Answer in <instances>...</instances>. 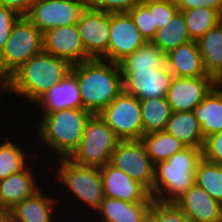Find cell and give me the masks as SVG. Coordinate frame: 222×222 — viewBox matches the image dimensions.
<instances>
[{
    "label": "cell",
    "mask_w": 222,
    "mask_h": 222,
    "mask_svg": "<svg viewBox=\"0 0 222 222\" xmlns=\"http://www.w3.org/2000/svg\"><path fill=\"white\" fill-rule=\"evenodd\" d=\"M35 161H37L38 164ZM41 161L42 159L37 156L35 157V160H33L23 171L16 174H11L9 177L0 180V204L2 206L9 209L14 208L17 204H19L26 198L34 195L47 183V181H49L47 179L49 177H46L48 176L47 173L49 172V165L47 162L44 163V161ZM35 163L38 166H36ZM43 176L45 177V179L41 178ZM37 177H40L39 179L42 180H39Z\"/></svg>",
    "instance_id": "9c48e42d"
},
{
    "label": "cell",
    "mask_w": 222,
    "mask_h": 222,
    "mask_svg": "<svg viewBox=\"0 0 222 222\" xmlns=\"http://www.w3.org/2000/svg\"><path fill=\"white\" fill-rule=\"evenodd\" d=\"M167 66L173 77H212L205 71L202 56L194 40L169 51Z\"/></svg>",
    "instance_id": "603a6c76"
},
{
    "label": "cell",
    "mask_w": 222,
    "mask_h": 222,
    "mask_svg": "<svg viewBox=\"0 0 222 222\" xmlns=\"http://www.w3.org/2000/svg\"><path fill=\"white\" fill-rule=\"evenodd\" d=\"M3 95V97H2ZM4 95H7V79L0 73V103L4 100ZM0 107L2 108L1 104Z\"/></svg>",
    "instance_id": "b9f144b4"
},
{
    "label": "cell",
    "mask_w": 222,
    "mask_h": 222,
    "mask_svg": "<svg viewBox=\"0 0 222 222\" xmlns=\"http://www.w3.org/2000/svg\"><path fill=\"white\" fill-rule=\"evenodd\" d=\"M142 2L150 9V12H153L154 25L157 30L167 25L178 11L174 0H143Z\"/></svg>",
    "instance_id": "e575fe53"
},
{
    "label": "cell",
    "mask_w": 222,
    "mask_h": 222,
    "mask_svg": "<svg viewBox=\"0 0 222 222\" xmlns=\"http://www.w3.org/2000/svg\"><path fill=\"white\" fill-rule=\"evenodd\" d=\"M48 182L44 185L45 188L42 187L34 195L11 209L12 222H58L59 219L61 220L59 222L66 221L62 216L64 213L61 210L55 187L52 182Z\"/></svg>",
    "instance_id": "7c38bea8"
},
{
    "label": "cell",
    "mask_w": 222,
    "mask_h": 222,
    "mask_svg": "<svg viewBox=\"0 0 222 222\" xmlns=\"http://www.w3.org/2000/svg\"><path fill=\"white\" fill-rule=\"evenodd\" d=\"M172 78L167 65L154 69H133L123 79V91L139 100L166 97Z\"/></svg>",
    "instance_id": "9a60e30c"
},
{
    "label": "cell",
    "mask_w": 222,
    "mask_h": 222,
    "mask_svg": "<svg viewBox=\"0 0 222 222\" xmlns=\"http://www.w3.org/2000/svg\"><path fill=\"white\" fill-rule=\"evenodd\" d=\"M31 107L33 114H48L66 108H82L80 90L76 76L70 72L59 83L44 93ZM36 107V108H35Z\"/></svg>",
    "instance_id": "44dd1931"
},
{
    "label": "cell",
    "mask_w": 222,
    "mask_h": 222,
    "mask_svg": "<svg viewBox=\"0 0 222 222\" xmlns=\"http://www.w3.org/2000/svg\"><path fill=\"white\" fill-rule=\"evenodd\" d=\"M220 22L222 23V13H221V16H220Z\"/></svg>",
    "instance_id": "f6af8a7d"
},
{
    "label": "cell",
    "mask_w": 222,
    "mask_h": 222,
    "mask_svg": "<svg viewBox=\"0 0 222 222\" xmlns=\"http://www.w3.org/2000/svg\"><path fill=\"white\" fill-rule=\"evenodd\" d=\"M165 131L181 141L186 147L202 151L205 138L193 111L172 112Z\"/></svg>",
    "instance_id": "cb8c5ba5"
},
{
    "label": "cell",
    "mask_w": 222,
    "mask_h": 222,
    "mask_svg": "<svg viewBox=\"0 0 222 222\" xmlns=\"http://www.w3.org/2000/svg\"><path fill=\"white\" fill-rule=\"evenodd\" d=\"M201 158L200 149L186 147L166 161L157 163L150 191L154 200L175 202L182 196L195 184L196 166Z\"/></svg>",
    "instance_id": "5b68a950"
},
{
    "label": "cell",
    "mask_w": 222,
    "mask_h": 222,
    "mask_svg": "<svg viewBox=\"0 0 222 222\" xmlns=\"http://www.w3.org/2000/svg\"><path fill=\"white\" fill-rule=\"evenodd\" d=\"M128 13L146 42H152L157 32V27L154 25L153 12H150V9L141 2Z\"/></svg>",
    "instance_id": "836d02e7"
},
{
    "label": "cell",
    "mask_w": 222,
    "mask_h": 222,
    "mask_svg": "<svg viewBox=\"0 0 222 222\" xmlns=\"http://www.w3.org/2000/svg\"><path fill=\"white\" fill-rule=\"evenodd\" d=\"M178 11H186L198 7H208L216 10L220 15L222 13V0H174Z\"/></svg>",
    "instance_id": "f35d334b"
},
{
    "label": "cell",
    "mask_w": 222,
    "mask_h": 222,
    "mask_svg": "<svg viewBox=\"0 0 222 222\" xmlns=\"http://www.w3.org/2000/svg\"><path fill=\"white\" fill-rule=\"evenodd\" d=\"M151 222H190L174 202L154 200L147 216Z\"/></svg>",
    "instance_id": "d6a6232c"
},
{
    "label": "cell",
    "mask_w": 222,
    "mask_h": 222,
    "mask_svg": "<svg viewBox=\"0 0 222 222\" xmlns=\"http://www.w3.org/2000/svg\"><path fill=\"white\" fill-rule=\"evenodd\" d=\"M21 16L11 9L0 6V54L8 40L10 33Z\"/></svg>",
    "instance_id": "74e56055"
},
{
    "label": "cell",
    "mask_w": 222,
    "mask_h": 222,
    "mask_svg": "<svg viewBox=\"0 0 222 222\" xmlns=\"http://www.w3.org/2000/svg\"><path fill=\"white\" fill-rule=\"evenodd\" d=\"M37 0H0V6L11 9L20 16H26Z\"/></svg>",
    "instance_id": "ab89813d"
},
{
    "label": "cell",
    "mask_w": 222,
    "mask_h": 222,
    "mask_svg": "<svg viewBox=\"0 0 222 222\" xmlns=\"http://www.w3.org/2000/svg\"><path fill=\"white\" fill-rule=\"evenodd\" d=\"M142 222H151V220L147 217V218L144 219Z\"/></svg>",
    "instance_id": "ee69618b"
},
{
    "label": "cell",
    "mask_w": 222,
    "mask_h": 222,
    "mask_svg": "<svg viewBox=\"0 0 222 222\" xmlns=\"http://www.w3.org/2000/svg\"><path fill=\"white\" fill-rule=\"evenodd\" d=\"M201 154L206 161L222 165V130L204 139Z\"/></svg>",
    "instance_id": "8d00e7d4"
},
{
    "label": "cell",
    "mask_w": 222,
    "mask_h": 222,
    "mask_svg": "<svg viewBox=\"0 0 222 222\" xmlns=\"http://www.w3.org/2000/svg\"><path fill=\"white\" fill-rule=\"evenodd\" d=\"M29 127L30 126L28 127L26 126L24 129L27 130L25 131V133L29 135V137H26L25 136L26 134H21L24 136V139L22 138L23 136L20 135L17 136V134L14 135L15 137L12 136L13 133L15 134V131L13 132V130L11 133L8 130L7 132L6 130L3 131V129L0 131V133L2 131L3 133L5 132L4 134L1 133L2 137L0 138V141L2 142V143L0 142V180L9 177L11 174H16L23 171L35 159V157H37L35 147L33 146L34 141H30L33 138V135L31 130L28 129ZM6 133L8 134V136ZM18 137H21L22 140L25 143L27 142L26 144L28 145L27 146L24 145L25 143L23 141L21 142V140ZM28 146L29 147L33 146V149L29 148ZM26 147L27 149H25ZM28 149L29 150L31 149L32 152L29 151Z\"/></svg>",
    "instance_id": "ac0fdd59"
},
{
    "label": "cell",
    "mask_w": 222,
    "mask_h": 222,
    "mask_svg": "<svg viewBox=\"0 0 222 222\" xmlns=\"http://www.w3.org/2000/svg\"><path fill=\"white\" fill-rule=\"evenodd\" d=\"M143 0H86L87 8L106 13H128Z\"/></svg>",
    "instance_id": "d590c367"
},
{
    "label": "cell",
    "mask_w": 222,
    "mask_h": 222,
    "mask_svg": "<svg viewBox=\"0 0 222 222\" xmlns=\"http://www.w3.org/2000/svg\"><path fill=\"white\" fill-rule=\"evenodd\" d=\"M104 195L130 203L153 202L150 191L138 181L112 166L110 163L100 168Z\"/></svg>",
    "instance_id": "d6986e66"
},
{
    "label": "cell",
    "mask_w": 222,
    "mask_h": 222,
    "mask_svg": "<svg viewBox=\"0 0 222 222\" xmlns=\"http://www.w3.org/2000/svg\"><path fill=\"white\" fill-rule=\"evenodd\" d=\"M214 88L222 92V70L214 76Z\"/></svg>",
    "instance_id": "7bdbcfd3"
},
{
    "label": "cell",
    "mask_w": 222,
    "mask_h": 222,
    "mask_svg": "<svg viewBox=\"0 0 222 222\" xmlns=\"http://www.w3.org/2000/svg\"><path fill=\"white\" fill-rule=\"evenodd\" d=\"M0 222H12L11 209L0 204Z\"/></svg>",
    "instance_id": "60d3db41"
},
{
    "label": "cell",
    "mask_w": 222,
    "mask_h": 222,
    "mask_svg": "<svg viewBox=\"0 0 222 222\" xmlns=\"http://www.w3.org/2000/svg\"><path fill=\"white\" fill-rule=\"evenodd\" d=\"M167 65V53L152 42H146L133 54L119 62L124 79L133 69H154Z\"/></svg>",
    "instance_id": "484cf974"
},
{
    "label": "cell",
    "mask_w": 222,
    "mask_h": 222,
    "mask_svg": "<svg viewBox=\"0 0 222 222\" xmlns=\"http://www.w3.org/2000/svg\"><path fill=\"white\" fill-rule=\"evenodd\" d=\"M153 202H127L105 197L99 209L87 222H142ZM93 220V221H92Z\"/></svg>",
    "instance_id": "7402d4cb"
},
{
    "label": "cell",
    "mask_w": 222,
    "mask_h": 222,
    "mask_svg": "<svg viewBox=\"0 0 222 222\" xmlns=\"http://www.w3.org/2000/svg\"><path fill=\"white\" fill-rule=\"evenodd\" d=\"M174 203L190 222H222V204L196 183Z\"/></svg>",
    "instance_id": "ffe728a7"
},
{
    "label": "cell",
    "mask_w": 222,
    "mask_h": 222,
    "mask_svg": "<svg viewBox=\"0 0 222 222\" xmlns=\"http://www.w3.org/2000/svg\"><path fill=\"white\" fill-rule=\"evenodd\" d=\"M187 25L189 36L197 41L211 28L220 23V14L208 7H198L182 11Z\"/></svg>",
    "instance_id": "4dcf8cb0"
},
{
    "label": "cell",
    "mask_w": 222,
    "mask_h": 222,
    "mask_svg": "<svg viewBox=\"0 0 222 222\" xmlns=\"http://www.w3.org/2000/svg\"><path fill=\"white\" fill-rule=\"evenodd\" d=\"M49 165L50 170L48 175L50 176L48 177L50 178V182H54L53 186L57 188H55V190L57 192L58 201L60 203L61 210L62 208L64 209L62 212L67 211L64 212L65 214L63 215L66 222H71L72 218L75 217L72 221L74 222V220L77 219L76 216H79L78 219H81V221L77 219L75 222L89 221V218H91L99 209L101 202L105 198L100 168L81 166L68 158L56 159L54 162H50ZM66 202L68 204H66ZM85 212L86 214L84 215ZM70 213L72 216L69 215V217L68 214Z\"/></svg>",
    "instance_id": "6da1fadb"
},
{
    "label": "cell",
    "mask_w": 222,
    "mask_h": 222,
    "mask_svg": "<svg viewBox=\"0 0 222 222\" xmlns=\"http://www.w3.org/2000/svg\"><path fill=\"white\" fill-rule=\"evenodd\" d=\"M80 90L82 108L98 115L122 91L123 78L119 63L89 59L72 65Z\"/></svg>",
    "instance_id": "277c9868"
},
{
    "label": "cell",
    "mask_w": 222,
    "mask_h": 222,
    "mask_svg": "<svg viewBox=\"0 0 222 222\" xmlns=\"http://www.w3.org/2000/svg\"><path fill=\"white\" fill-rule=\"evenodd\" d=\"M120 141L99 115H93L86 124L79 146L68 159L81 166L101 168L110 163Z\"/></svg>",
    "instance_id": "8992f818"
},
{
    "label": "cell",
    "mask_w": 222,
    "mask_h": 222,
    "mask_svg": "<svg viewBox=\"0 0 222 222\" xmlns=\"http://www.w3.org/2000/svg\"><path fill=\"white\" fill-rule=\"evenodd\" d=\"M98 115L121 141L143 137L140 100L134 95L122 91Z\"/></svg>",
    "instance_id": "ba28073f"
},
{
    "label": "cell",
    "mask_w": 222,
    "mask_h": 222,
    "mask_svg": "<svg viewBox=\"0 0 222 222\" xmlns=\"http://www.w3.org/2000/svg\"><path fill=\"white\" fill-rule=\"evenodd\" d=\"M86 54L91 59L108 60L110 13L87 8L77 22Z\"/></svg>",
    "instance_id": "4fadbf2b"
},
{
    "label": "cell",
    "mask_w": 222,
    "mask_h": 222,
    "mask_svg": "<svg viewBox=\"0 0 222 222\" xmlns=\"http://www.w3.org/2000/svg\"><path fill=\"white\" fill-rule=\"evenodd\" d=\"M195 183L222 204V165L201 158L196 166Z\"/></svg>",
    "instance_id": "1f68e13d"
},
{
    "label": "cell",
    "mask_w": 222,
    "mask_h": 222,
    "mask_svg": "<svg viewBox=\"0 0 222 222\" xmlns=\"http://www.w3.org/2000/svg\"><path fill=\"white\" fill-rule=\"evenodd\" d=\"M214 88V77H173L166 99L172 112H190Z\"/></svg>",
    "instance_id": "2e32d148"
},
{
    "label": "cell",
    "mask_w": 222,
    "mask_h": 222,
    "mask_svg": "<svg viewBox=\"0 0 222 222\" xmlns=\"http://www.w3.org/2000/svg\"><path fill=\"white\" fill-rule=\"evenodd\" d=\"M143 135L164 131L171 116V108L166 97L140 100Z\"/></svg>",
    "instance_id": "f1b7e54d"
},
{
    "label": "cell",
    "mask_w": 222,
    "mask_h": 222,
    "mask_svg": "<svg viewBox=\"0 0 222 222\" xmlns=\"http://www.w3.org/2000/svg\"><path fill=\"white\" fill-rule=\"evenodd\" d=\"M86 0H37L26 17L42 32L77 24L86 9Z\"/></svg>",
    "instance_id": "30bf717a"
},
{
    "label": "cell",
    "mask_w": 222,
    "mask_h": 222,
    "mask_svg": "<svg viewBox=\"0 0 222 222\" xmlns=\"http://www.w3.org/2000/svg\"><path fill=\"white\" fill-rule=\"evenodd\" d=\"M204 138L222 130V92L213 88L193 110Z\"/></svg>",
    "instance_id": "d4e9b609"
},
{
    "label": "cell",
    "mask_w": 222,
    "mask_h": 222,
    "mask_svg": "<svg viewBox=\"0 0 222 222\" xmlns=\"http://www.w3.org/2000/svg\"><path fill=\"white\" fill-rule=\"evenodd\" d=\"M110 164L144 185L149 191L152 190L155 165L141 140L120 141L112 153Z\"/></svg>",
    "instance_id": "8fae6325"
},
{
    "label": "cell",
    "mask_w": 222,
    "mask_h": 222,
    "mask_svg": "<svg viewBox=\"0 0 222 222\" xmlns=\"http://www.w3.org/2000/svg\"><path fill=\"white\" fill-rule=\"evenodd\" d=\"M192 41L182 11H177L167 25L157 30L152 43L168 53L182 44Z\"/></svg>",
    "instance_id": "f546056e"
},
{
    "label": "cell",
    "mask_w": 222,
    "mask_h": 222,
    "mask_svg": "<svg viewBox=\"0 0 222 222\" xmlns=\"http://www.w3.org/2000/svg\"><path fill=\"white\" fill-rule=\"evenodd\" d=\"M36 114L25 115V117L33 115V118L28 119V124L23 125L31 123L29 129L34 136L32 139L34 146L39 145L35 148L38 150L36 154L48 164L56 159L69 158L73 154L81 142L87 122L93 116L83 108H66L39 116L38 112Z\"/></svg>",
    "instance_id": "7a4b0ae2"
},
{
    "label": "cell",
    "mask_w": 222,
    "mask_h": 222,
    "mask_svg": "<svg viewBox=\"0 0 222 222\" xmlns=\"http://www.w3.org/2000/svg\"><path fill=\"white\" fill-rule=\"evenodd\" d=\"M145 43L129 13L110 14L108 61L119 63Z\"/></svg>",
    "instance_id": "5bb4252c"
},
{
    "label": "cell",
    "mask_w": 222,
    "mask_h": 222,
    "mask_svg": "<svg viewBox=\"0 0 222 222\" xmlns=\"http://www.w3.org/2000/svg\"><path fill=\"white\" fill-rule=\"evenodd\" d=\"M196 42L205 71L214 77L222 70V23L211 28Z\"/></svg>",
    "instance_id": "4316f807"
},
{
    "label": "cell",
    "mask_w": 222,
    "mask_h": 222,
    "mask_svg": "<svg viewBox=\"0 0 222 222\" xmlns=\"http://www.w3.org/2000/svg\"><path fill=\"white\" fill-rule=\"evenodd\" d=\"M72 65L44 51L31 57L7 78V94L31 106L71 72ZM18 95V96H17Z\"/></svg>",
    "instance_id": "3957f363"
},
{
    "label": "cell",
    "mask_w": 222,
    "mask_h": 222,
    "mask_svg": "<svg viewBox=\"0 0 222 222\" xmlns=\"http://www.w3.org/2000/svg\"><path fill=\"white\" fill-rule=\"evenodd\" d=\"M43 33L26 17L15 23L0 54V73L7 79L31 57L43 51Z\"/></svg>",
    "instance_id": "52a82bcc"
},
{
    "label": "cell",
    "mask_w": 222,
    "mask_h": 222,
    "mask_svg": "<svg viewBox=\"0 0 222 222\" xmlns=\"http://www.w3.org/2000/svg\"><path fill=\"white\" fill-rule=\"evenodd\" d=\"M43 51L71 65L91 59L85 51L77 24L60 26L43 33Z\"/></svg>",
    "instance_id": "e0dca14e"
},
{
    "label": "cell",
    "mask_w": 222,
    "mask_h": 222,
    "mask_svg": "<svg viewBox=\"0 0 222 222\" xmlns=\"http://www.w3.org/2000/svg\"><path fill=\"white\" fill-rule=\"evenodd\" d=\"M140 140L154 165L166 161L173 154L186 148L181 141L165 130L145 134Z\"/></svg>",
    "instance_id": "83f0119b"
}]
</instances>
